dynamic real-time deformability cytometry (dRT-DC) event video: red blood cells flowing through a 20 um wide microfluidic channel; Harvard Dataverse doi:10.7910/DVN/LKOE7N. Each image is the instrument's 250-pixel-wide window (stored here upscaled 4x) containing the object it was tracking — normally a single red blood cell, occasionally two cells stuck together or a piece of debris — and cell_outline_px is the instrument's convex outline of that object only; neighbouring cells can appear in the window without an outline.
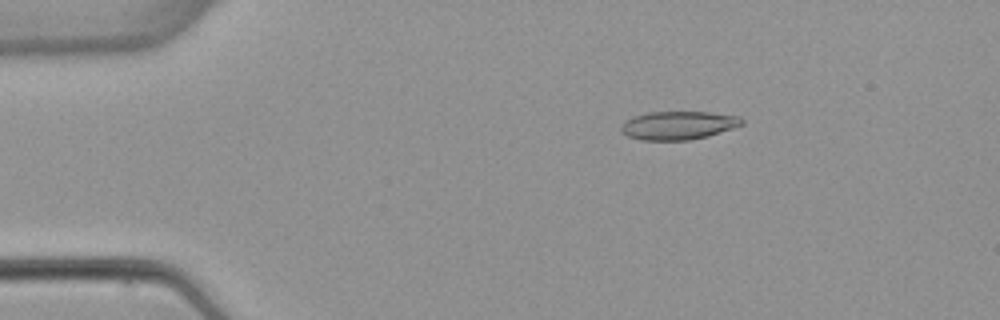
{"species": "common noctule bat (a hibernating species)", "species_latin": "Nyctalus noctula", "temperature_condition": "warm", "stored_images_in_passage": 4, "camera_frame_rate_fps": 3000, "um_per_image_px": 0.085, "animal": {"sex": "female", "body_mass_g": 22.7, "forearm_length_mm": 54.2}, "frame": {"image": 1, "passage_image": 4, "time_ms": 4.667, "image_size_px": [1000, 320], "cell_outline_px": [[744, 124], [708, 136], [688, 140], [640, 140], [628, 136], [620, 128], [624, 120], [632, 116], [648, 112], [708, 112], [740, 116], [744, 120]], "centroid_in_image_um": [57.65, 10.65], "position_along_channel_um": 27.4, "area_um2": 20.0}}